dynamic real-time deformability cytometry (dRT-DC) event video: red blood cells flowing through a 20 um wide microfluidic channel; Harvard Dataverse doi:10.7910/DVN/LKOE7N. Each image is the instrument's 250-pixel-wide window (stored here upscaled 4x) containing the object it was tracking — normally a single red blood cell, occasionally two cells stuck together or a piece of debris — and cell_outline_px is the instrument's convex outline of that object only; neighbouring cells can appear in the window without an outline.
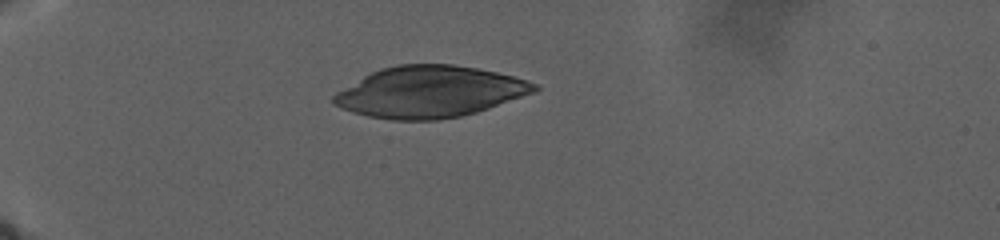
{"species": "human", "species_latin": "Homo sapiens", "temperature_condition": "warm", "stored_images_in_passage": 83, "camera_frame_rate_fps": 3000, "um_per_image_px": 0.085, "donor": {"sex": "male"}, "frame": {"image": 1, "passage_image": 1, "time_ms": 0.0, "image_size_px": [1000, 240], "cell_outline_px": [[540, 88], [536, 92], [476, 112], [460, 116], [436, 120], [392, 120], [368, 116], [352, 112], [340, 108], [332, 104], [332, 96], [336, 92], [364, 76], [380, 68], [396, 64], [452, 64], [476, 68], [496, 72], [512, 76], [536, 84]], "centroid_in_image_um": [36.49, 7.81], "position_along_channel_um": 48.5, "area_um2": 59.88}}
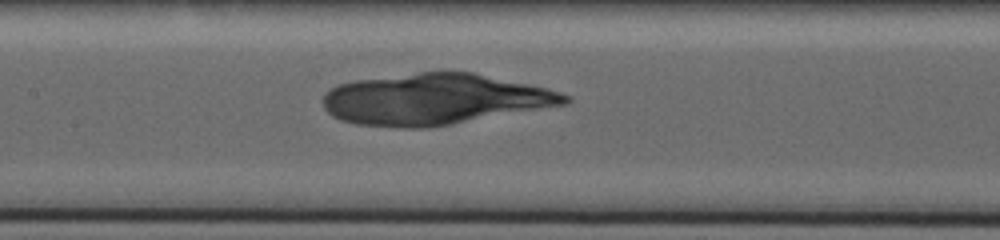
{"frame": {"image": 2, "passage_image": 38, "time_ms": 9.0, "image_size_px": [1000, 240], "cell_outline_px": [[572, 100], [568, 104], [452, 124], [428, 128], [400, 128], [356, 124], [340, 120], [332, 116], [324, 108], [324, 92], [340, 84], [356, 80], [420, 72], [472, 72], [528, 84], [560, 92], [568, 96]], "centroid_in_image_um": [36.93, 8.45], "position_along_channel_um": 170.5, "area_um2": 71.67}}
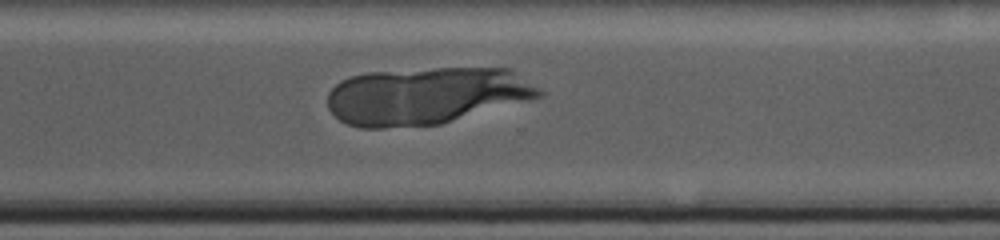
{"frame": {"image": 3, "passage_image": 66, "time_ms": 17.667, "image_size_px": [1000, 240], "cell_outline_px": [[544, 96], [440, 124], [384, 128], [360, 128], [348, 124], [340, 120], [328, 108], [328, 92], [340, 80], [352, 76], [368, 72], [436, 68], [512, 68], [540, 88], [544, 92]], "centroid_in_image_um": [36.25, 8.13], "position_along_channel_um": 334.4, "area_um2": 70.81}}